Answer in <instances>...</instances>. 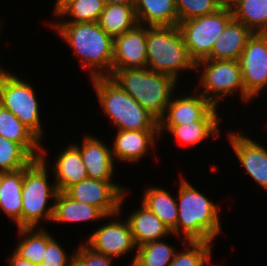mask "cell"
<instances>
[{"label":"cell","mask_w":267,"mask_h":266,"mask_svg":"<svg viewBox=\"0 0 267 266\" xmlns=\"http://www.w3.org/2000/svg\"><path fill=\"white\" fill-rule=\"evenodd\" d=\"M38 266H73V265H49V264H40Z\"/></svg>","instance_id":"obj_42"},{"label":"cell","mask_w":267,"mask_h":266,"mask_svg":"<svg viewBox=\"0 0 267 266\" xmlns=\"http://www.w3.org/2000/svg\"><path fill=\"white\" fill-rule=\"evenodd\" d=\"M103 218L108 219V216L99 208L77 202L67 196L63 191H58L54 201L52 222L76 224L87 221H98Z\"/></svg>","instance_id":"obj_21"},{"label":"cell","mask_w":267,"mask_h":266,"mask_svg":"<svg viewBox=\"0 0 267 266\" xmlns=\"http://www.w3.org/2000/svg\"><path fill=\"white\" fill-rule=\"evenodd\" d=\"M127 217L136 247L173 236L169 228L142 202Z\"/></svg>","instance_id":"obj_19"},{"label":"cell","mask_w":267,"mask_h":266,"mask_svg":"<svg viewBox=\"0 0 267 266\" xmlns=\"http://www.w3.org/2000/svg\"><path fill=\"white\" fill-rule=\"evenodd\" d=\"M71 1L72 0H56L55 6L53 7L54 8L53 15L56 16Z\"/></svg>","instance_id":"obj_38"},{"label":"cell","mask_w":267,"mask_h":266,"mask_svg":"<svg viewBox=\"0 0 267 266\" xmlns=\"http://www.w3.org/2000/svg\"><path fill=\"white\" fill-rule=\"evenodd\" d=\"M218 1H219L220 8L231 9L240 0H218Z\"/></svg>","instance_id":"obj_39"},{"label":"cell","mask_w":267,"mask_h":266,"mask_svg":"<svg viewBox=\"0 0 267 266\" xmlns=\"http://www.w3.org/2000/svg\"><path fill=\"white\" fill-rule=\"evenodd\" d=\"M81 144H77V146L80 149L88 178L113 180L116 163L112 156L111 146L89 134H85Z\"/></svg>","instance_id":"obj_17"},{"label":"cell","mask_w":267,"mask_h":266,"mask_svg":"<svg viewBox=\"0 0 267 266\" xmlns=\"http://www.w3.org/2000/svg\"><path fill=\"white\" fill-rule=\"evenodd\" d=\"M110 77L157 121L164 116L178 84L171 76L147 67L112 70Z\"/></svg>","instance_id":"obj_3"},{"label":"cell","mask_w":267,"mask_h":266,"mask_svg":"<svg viewBox=\"0 0 267 266\" xmlns=\"http://www.w3.org/2000/svg\"><path fill=\"white\" fill-rule=\"evenodd\" d=\"M147 186L142 203L148 207L172 232L177 225L178 211L175 196L160 187Z\"/></svg>","instance_id":"obj_26"},{"label":"cell","mask_w":267,"mask_h":266,"mask_svg":"<svg viewBox=\"0 0 267 266\" xmlns=\"http://www.w3.org/2000/svg\"><path fill=\"white\" fill-rule=\"evenodd\" d=\"M21 240L16 244L13 253L20 259H26L36 265L42 264L46 251V229L18 228Z\"/></svg>","instance_id":"obj_28"},{"label":"cell","mask_w":267,"mask_h":266,"mask_svg":"<svg viewBox=\"0 0 267 266\" xmlns=\"http://www.w3.org/2000/svg\"><path fill=\"white\" fill-rule=\"evenodd\" d=\"M56 157L52 165L54 182L58 191H65L69 186L87 178V171L82 162L77 143H69Z\"/></svg>","instance_id":"obj_20"},{"label":"cell","mask_w":267,"mask_h":266,"mask_svg":"<svg viewBox=\"0 0 267 266\" xmlns=\"http://www.w3.org/2000/svg\"><path fill=\"white\" fill-rule=\"evenodd\" d=\"M103 114L117 130H159L158 121L110 76L90 79Z\"/></svg>","instance_id":"obj_4"},{"label":"cell","mask_w":267,"mask_h":266,"mask_svg":"<svg viewBox=\"0 0 267 266\" xmlns=\"http://www.w3.org/2000/svg\"><path fill=\"white\" fill-rule=\"evenodd\" d=\"M98 24L113 39L121 36L138 24L134 5H105L99 17Z\"/></svg>","instance_id":"obj_25"},{"label":"cell","mask_w":267,"mask_h":266,"mask_svg":"<svg viewBox=\"0 0 267 266\" xmlns=\"http://www.w3.org/2000/svg\"><path fill=\"white\" fill-rule=\"evenodd\" d=\"M34 158L19 144L0 135V172H12L28 166Z\"/></svg>","instance_id":"obj_33"},{"label":"cell","mask_w":267,"mask_h":266,"mask_svg":"<svg viewBox=\"0 0 267 266\" xmlns=\"http://www.w3.org/2000/svg\"><path fill=\"white\" fill-rule=\"evenodd\" d=\"M1 23H2V22L0 21V31H2V30H1ZM0 36H1V32H0ZM7 72H8V71H5V70H3V68L0 67V77H1L2 75L6 74Z\"/></svg>","instance_id":"obj_41"},{"label":"cell","mask_w":267,"mask_h":266,"mask_svg":"<svg viewBox=\"0 0 267 266\" xmlns=\"http://www.w3.org/2000/svg\"><path fill=\"white\" fill-rule=\"evenodd\" d=\"M48 152L42 146L40 158L23 168L22 228H43V220L52 223L54 201L58 193L55 182L49 183L46 158ZM53 203L48 204L49 200Z\"/></svg>","instance_id":"obj_5"},{"label":"cell","mask_w":267,"mask_h":266,"mask_svg":"<svg viewBox=\"0 0 267 266\" xmlns=\"http://www.w3.org/2000/svg\"><path fill=\"white\" fill-rule=\"evenodd\" d=\"M136 0H104L105 4H127L134 5Z\"/></svg>","instance_id":"obj_40"},{"label":"cell","mask_w":267,"mask_h":266,"mask_svg":"<svg viewBox=\"0 0 267 266\" xmlns=\"http://www.w3.org/2000/svg\"><path fill=\"white\" fill-rule=\"evenodd\" d=\"M22 185L23 168L2 172L0 187V211L16 223L18 228H22Z\"/></svg>","instance_id":"obj_24"},{"label":"cell","mask_w":267,"mask_h":266,"mask_svg":"<svg viewBox=\"0 0 267 266\" xmlns=\"http://www.w3.org/2000/svg\"><path fill=\"white\" fill-rule=\"evenodd\" d=\"M231 11L253 33H267V0H240Z\"/></svg>","instance_id":"obj_29"},{"label":"cell","mask_w":267,"mask_h":266,"mask_svg":"<svg viewBox=\"0 0 267 266\" xmlns=\"http://www.w3.org/2000/svg\"><path fill=\"white\" fill-rule=\"evenodd\" d=\"M127 187L113 180L85 178L69 186L64 193L73 200L99 208L106 216L121 212ZM127 192V193H126Z\"/></svg>","instance_id":"obj_10"},{"label":"cell","mask_w":267,"mask_h":266,"mask_svg":"<svg viewBox=\"0 0 267 266\" xmlns=\"http://www.w3.org/2000/svg\"><path fill=\"white\" fill-rule=\"evenodd\" d=\"M34 90L31 83L11 72L0 77V105L12 112L42 141L44 129Z\"/></svg>","instance_id":"obj_8"},{"label":"cell","mask_w":267,"mask_h":266,"mask_svg":"<svg viewBox=\"0 0 267 266\" xmlns=\"http://www.w3.org/2000/svg\"><path fill=\"white\" fill-rule=\"evenodd\" d=\"M221 124L220 122H192L175 126H158L159 137L165 131H168V133L174 136L173 138L178 140V142L180 141L179 143L197 145L206 141L205 139H208L210 136L212 139L218 138L221 131L219 126Z\"/></svg>","instance_id":"obj_27"},{"label":"cell","mask_w":267,"mask_h":266,"mask_svg":"<svg viewBox=\"0 0 267 266\" xmlns=\"http://www.w3.org/2000/svg\"><path fill=\"white\" fill-rule=\"evenodd\" d=\"M233 18L231 9L220 8L210 15L199 16L179 22L178 27L190 57L196 62L205 59Z\"/></svg>","instance_id":"obj_9"},{"label":"cell","mask_w":267,"mask_h":266,"mask_svg":"<svg viewBox=\"0 0 267 266\" xmlns=\"http://www.w3.org/2000/svg\"><path fill=\"white\" fill-rule=\"evenodd\" d=\"M73 266H111L114 258L99 254L89 248L84 242L76 247Z\"/></svg>","instance_id":"obj_36"},{"label":"cell","mask_w":267,"mask_h":266,"mask_svg":"<svg viewBox=\"0 0 267 266\" xmlns=\"http://www.w3.org/2000/svg\"><path fill=\"white\" fill-rule=\"evenodd\" d=\"M195 70L198 72L202 70L198 76L197 85L199 90L201 88V92L197 91L215 107H219V102H222L226 96L229 97L238 92L244 103L251 102L252 99L246 94L242 82L239 61L203 59L196 62Z\"/></svg>","instance_id":"obj_7"},{"label":"cell","mask_w":267,"mask_h":266,"mask_svg":"<svg viewBox=\"0 0 267 266\" xmlns=\"http://www.w3.org/2000/svg\"><path fill=\"white\" fill-rule=\"evenodd\" d=\"M9 256L7 259L9 266H38L26 259L18 258L13 252Z\"/></svg>","instance_id":"obj_37"},{"label":"cell","mask_w":267,"mask_h":266,"mask_svg":"<svg viewBox=\"0 0 267 266\" xmlns=\"http://www.w3.org/2000/svg\"><path fill=\"white\" fill-rule=\"evenodd\" d=\"M147 67V26L133 29L114 38L112 70Z\"/></svg>","instance_id":"obj_14"},{"label":"cell","mask_w":267,"mask_h":266,"mask_svg":"<svg viewBox=\"0 0 267 266\" xmlns=\"http://www.w3.org/2000/svg\"><path fill=\"white\" fill-rule=\"evenodd\" d=\"M121 212L109 216V222L95 229L84 243L94 252L107 255L112 258H119L136 250L130 225L125 219L115 220Z\"/></svg>","instance_id":"obj_13"},{"label":"cell","mask_w":267,"mask_h":266,"mask_svg":"<svg viewBox=\"0 0 267 266\" xmlns=\"http://www.w3.org/2000/svg\"><path fill=\"white\" fill-rule=\"evenodd\" d=\"M183 35L177 26H147V68L179 80L184 71H195Z\"/></svg>","instance_id":"obj_6"},{"label":"cell","mask_w":267,"mask_h":266,"mask_svg":"<svg viewBox=\"0 0 267 266\" xmlns=\"http://www.w3.org/2000/svg\"><path fill=\"white\" fill-rule=\"evenodd\" d=\"M181 239L185 250L183 249L182 252L176 250L169 266H210L213 243L185 241L183 237Z\"/></svg>","instance_id":"obj_32"},{"label":"cell","mask_w":267,"mask_h":266,"mask_svg":"<svg viewBox=\"0 0 267 266\" xmlns=\"http://www.w3.org/2000/svg\"><path fill=\"white\" fill-rule=\"evenodd\" d=\"M0 135L19 143L34 159L42 153V141L12 112L0 105Z\"/></svg>","instance_id":"obj_23"},{"label":"cell","mask_w":267,"mask_h":266,"mask_svg":"<svg viewBox=\"0 0 267 266\" xmlns=\"http://www.w3.org/2000/svg\"><path fill=\"white\" fill-rule=\"evenodd\" d=\"M228 141L245 172L267 190V148L238 132H228Z\"/></svg>","instance_id":"obj_15"},{"label":"cell","mask_w":267,"mask_h":266,"mask_svg":"<svg viewBox=\"0 0 267 266\" xmlns=\"http://www.w3.org/2000/svg\"><path fill=\"white\" fill-rule=\"evenodd\" d=\"M1 181H2V172H0V187H1Z\"/></svg>","instance_id":"obj_43"},{"label":"cell","mask_w":267,"mask_h":266,"mask_svg":"<svg viewBox=\"0 0 267 266\" xmlns=\"http://www.w3.org/2000/svg\"><path fill=\"white\" fill-rule=\"evenodd\" d=\"M252 35L253 32L242 22L232 18L205 59L238 61Z\"/></svg>","instance_id":"obj_18"},{"label":"cell","mask_w":267,"mask_h":266,"mask_svg":"<svg viewBox=\"0 0 267 266\" xmlns=\"http://www.w3.org/2000/svg\"><path fill=\"white\" fill-rule=\"evenodd\" d=\"M163 241L160 239L137 247L129 266H169L176 248Z\"/></svg>","instance_id":"obj_30"},{"label":"cell","mask_w":267,"mask_h":266,"mask_svg":"<svg viewBox=\"0 0 267 266\" xmlns=\"http://www.w3.org/2000/svg\"><path fill=\"white\" fill-rule=\"evenodd\" d=\"M192 94L172 96L158 126H175L192 122H221L218 107L194 89ZM185 96V97H184Z\"/></svg>","instance_id":"obj_12"},{"label":"cell","mask_w":267,"mask_h":266,"mask_svg":"<svg viewBox=\"0 0 267 266\" xmlns=\"http://www.w3.org/2000/svg\"><path fill=\"white\" fill-rule=\"evenodd\" d=\"M51 28L70 46L90 78L111 76L114 39L98 22H52Z\"/></svg>","instance_id":"obj_1"},{"label":"cell","mask_w":267,"mask_h":266,"mask_svg":"<svg viewBox=\"0 0 267 266\" xmlns=\"http://www.w3.org/2000/svg\"><path fill=\"white\" fill-rule=\"evenodd\" d=\"M105 5L104 0H72L55 16L62 20L52 22H98Z\"/></svg>","instance_id":"obj_31"},{"label":"cell","mask_w":267,"mask_h":266,"mask_svg":"<svg viewBox=\"0 0 267 266\" xmlns=\"http://www.w3.org/2000/svg\"><path fill=\"white\" fill-rule=\"evenodd\" d=\"M134 9L140 25L177 26L179 24L175 0H136Z\"/></svg>","instance_id":"obj_22"},{"label":"cell","mask_w":267,"mask_h":266,"mask_svg":"<svg viewBox=\"0 0 267 266\" xmlns=\"http://www.w3.org/2000/svg\"><path fill=\"white\" fill-rule=\"evenodd\" d=\"M176 228L172 231L178 239L214 243L221 233L220 207L198 191L188 179L180 175ZM184 233V234H183ZM182 234V235H181Z\"/></svg>","instance_id":"obj_2"},{"label":"cell","mask_w":267,"mask_h":266,"mask_svg":"<svg viewBox=\"0 0 267 266\" xmlns=\"http://www.w3.org/2000/svg\"><path fill=\"white\" fill-rule=\"evenodd\" d=\"M157 137L159 130H117L111 146L112 156L121 162L138 163L157 145Z\"/></svg>","instance_id":"obj_16"},{"label":"cell","mask_w":267,"mask_h":266,"mask_svg":"<svg viewBox=\"0 0 267 266\" xmlns=\"http://www.w3.org/2000/svg\"><path fill=\"white\" fill-rule=\"evenodd\" d=\"M179 22L210 15L220 9L218 0H175Z\"/></svg>","instance_id":"obj_34"},{"label":"cell","mask_w":267,"mask_h":266,"mask_svg":"<svg viewBox=\"0 0 267 266\" xmlns=\"http://www.w3.org/2000/svg\"><path fill=\"white\" fill-rule=\"evenodd\" d=\"M238 61L245 92L253 100L267 88V33H253Z\"/></svg>","instance_id":"obj_11"},{"label":"cell","mask_w":267,"mask_h":266,"mask_svg":"<svg viewBox=\"0 0 267 266\" xmlns=\"http://www.w3.org/2000/svg\"><path fill=\"white\" fill-rule=\"evenodd\" d=\"M70 256V257H69ZM74 253L68 255L63 249L60 242L49 233L46 228V251L42 264L49 265H73Z\"/></svg>","instance_id":"obj_35"}]
</instances>
